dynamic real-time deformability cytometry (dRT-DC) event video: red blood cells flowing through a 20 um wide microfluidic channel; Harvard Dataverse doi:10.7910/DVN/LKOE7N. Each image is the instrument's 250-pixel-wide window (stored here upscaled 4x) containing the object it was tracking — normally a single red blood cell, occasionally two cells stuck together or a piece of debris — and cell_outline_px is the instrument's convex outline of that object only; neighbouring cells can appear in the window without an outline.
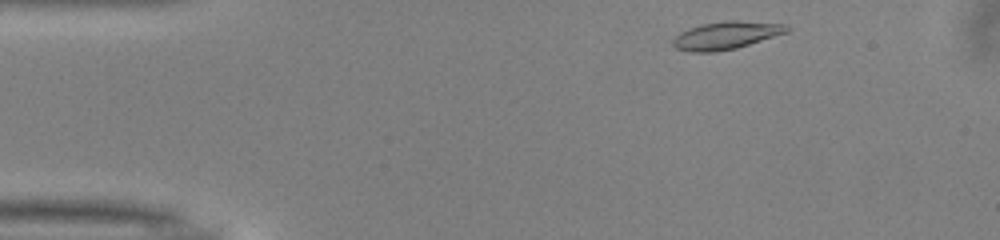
{"species": "common noctule bat (a hibernating species)", "species_latin": "Nyctalus noctula", "temperature_condition": "warm", "stored_images_in_passage": 34, "camera_frame_rate_fps": 3000, "um_per_image_px": 0.085, "animal": {"sex": "male", "body_mass_g": 13.0, "forearm_length_mm": 53.1}, "frame": {"image": 1, "passage_image": 1, "time_ms": 0.0, "image_size_px": [1000, 240], "cell_outline_px": [[792, 28], [788, 32], [736, 48], [712, 52], [688, 52], [676, 48], [672, 44], [672, 40], [680, 32], [688, 28], [704, 24], [724, 20], [736, 20], [788, 24]], "centroid_in_image_um": [61.74, 3.0], "position_along_channel_um": 23.3, "area_um2": 18.5}}
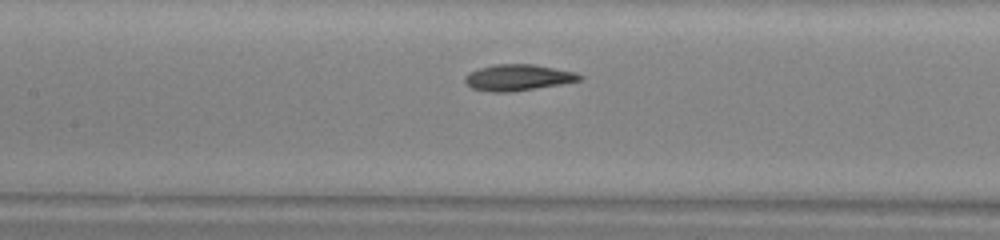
{"frame": {"image": 2, "passage_image": 17, "time_ms": 5.333, "image_size_px": [1000, 240], "cell_outline_px": [[584, 76], [580, 80], [560, 84], [508, 92], [492, 92], [472, 88], [464, 84], [464, 76], [468, 72], [492, 64], [532, 64], [576, 72]], "centroid_in_image_um": [43.97, 6.58], "position_along_channel_um": 163.4, "area_um2": 17.46}}
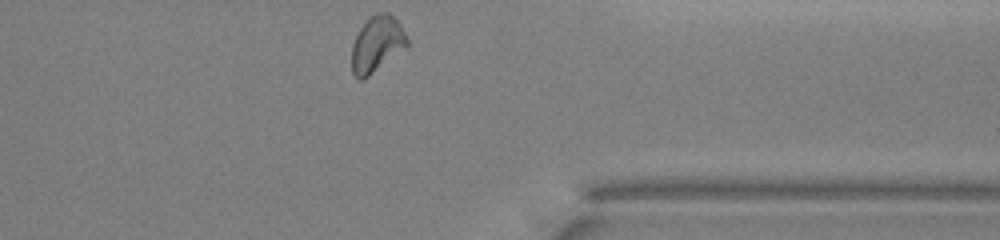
{"frame": {"image": 3, "passage_image": 34, "time_ms": 11.0, "image_size_px": [1000, 240], "cell_outline_px": [[408, 44], [364, 80], [360, 80], [352, 72], [352, 44], [360, 28], [372, 16], [380, 12], [388, 12], [400, 24], [408, 40]], "centroid_in_image_um": [32.01, 3.75], "position_along_channel_um": 379.4, "area_um2": 17.51}, "authors_computed_cell_mechanics": {"area_um2": 17.3689, "velocity_mm_per_s": 3.9967, "shape_relaxation_time_tau1_ms": 8.8677, "shape_relaxation_time_tau2_ms": 2.9483, "deformation_change_tau1": 0.199, "deformation_change_tau2": 0.0829}}